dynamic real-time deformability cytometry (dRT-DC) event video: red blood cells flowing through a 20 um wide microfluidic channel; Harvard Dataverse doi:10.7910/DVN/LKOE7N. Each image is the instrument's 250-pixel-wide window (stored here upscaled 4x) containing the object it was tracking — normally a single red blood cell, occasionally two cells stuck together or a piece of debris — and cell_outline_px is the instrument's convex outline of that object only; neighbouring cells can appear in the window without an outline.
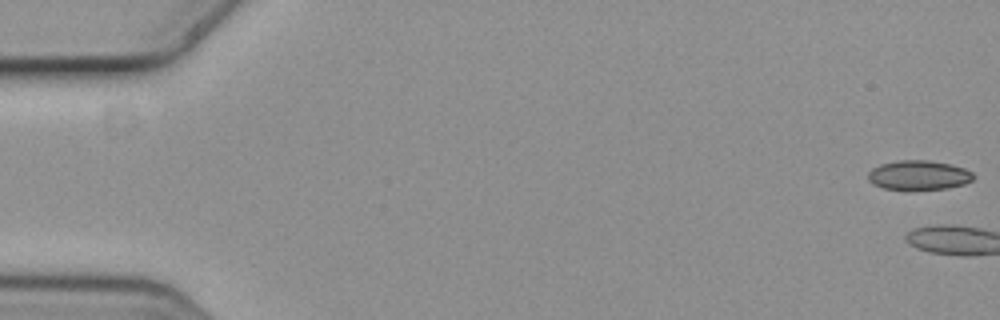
{"species": "common noctule bat (a hibernating species)", "species_latin": "Nyctalus noctula", "temperature_condition": "cold", "stored_images_in_passage": 7, "camera_frame_rate_fps": 3000, "um_per_image_px": 0.085, "animal": {"sex": "female", "body_mass_g": 19.3, "forearm_length_mm": 54.1}, "frame": {"image": 1, "passage_image": 1, "time_ms": 0.0, "image_size_px": [1000, 320], "cell_outline_px": [[976, 176], [972, 180], [964, 184], [944, 188], [908, 192], [884, 188], [872, 184], [868, 180], [868, 172], [872, 168], [880, 164], [896, 160], [928, 160], [952, 164], [964, 168], [972, 172]], "centroid_in_image_um": [78.06, 14.91], "position_along_channel_um": 6.9, "area_um2": 18.73}}